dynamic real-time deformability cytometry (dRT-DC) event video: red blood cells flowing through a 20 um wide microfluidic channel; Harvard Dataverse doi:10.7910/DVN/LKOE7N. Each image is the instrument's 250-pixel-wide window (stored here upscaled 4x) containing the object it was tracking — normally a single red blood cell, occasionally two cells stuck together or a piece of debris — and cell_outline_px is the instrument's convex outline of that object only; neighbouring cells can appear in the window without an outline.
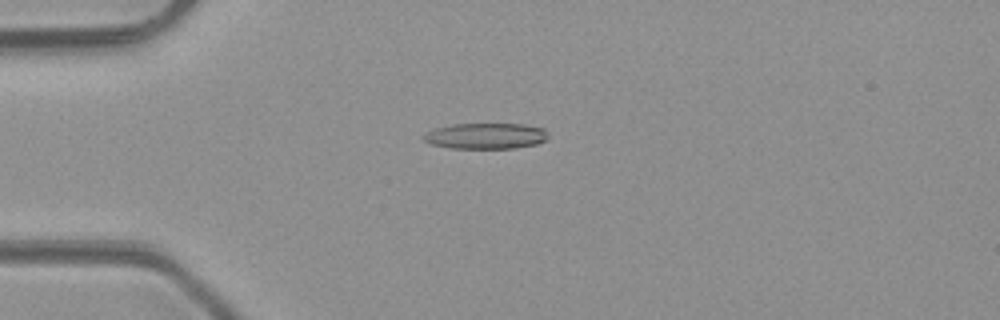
{"species": "common noctule bat (a hibernating species)", "species_latin": "Nyctalus noctula", "temperature_condition": "room temperature", "stored_images_in_passage": 3, "camera_frame_rate_fps": 3000, "um_per_image_px": 0.085, "animal": {"sex": "male", "body_mass_g": 23.1, "forearm_length_mm": 52.7}, "frame": {"image": 1, "passage_image": 3, "time_ms": 2.0, "image_size_px": [1000, 320], "cell_outline_px": [[548, 136], [544, 140], [536, 144], [516, 148], [452, 148], [432, 144], [424, 140], [420, 136], [424, 132], [436, 128], [452, 124], [524, 124], [544, 128], [548, 132]], "centroid_in_image_um": [41.28, 11.55], "position_along_channel_um": 43.7, "area_um2": 18.84}}